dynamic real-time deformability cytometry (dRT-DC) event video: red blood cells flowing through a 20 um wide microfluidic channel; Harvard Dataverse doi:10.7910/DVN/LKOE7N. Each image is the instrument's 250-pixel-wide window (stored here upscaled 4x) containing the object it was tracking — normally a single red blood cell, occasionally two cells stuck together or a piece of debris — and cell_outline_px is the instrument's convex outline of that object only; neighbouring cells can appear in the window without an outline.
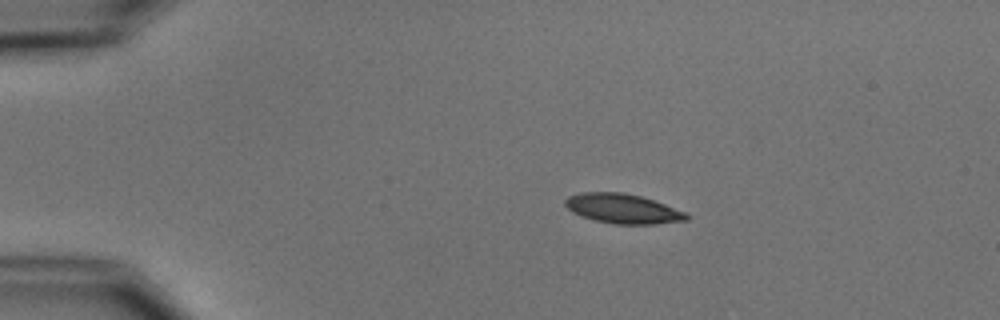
{"species": "common noctule bat (a hibernating species)", "species_latin": "Nyctalus noctula", "temperature_condition": "cold", "stored_images_in_passage": 5, "camera_frame_rate_fps": 3000, "um_per_image_px": 0.085, "animal": {"sex": "male", "body_mass_g": 15.6}, "frame": {"image": 1, "passage_image": 2, "time_ms": 1.333, "image_size_px": [1000, 320], "cell_outline_px": [[688, 220], [656, 224], [612, 224], [596, 220], [572, 212], [564, 204], [564, 200], [568, 196], [580, 192], [624, 192], [640, 196], [664, 204], [684, 212], [688, 216]], "centroid_in_image_um": [52.9, 17.73], "position_along_channel_um": 32.1, "area_um2": 20.75}}
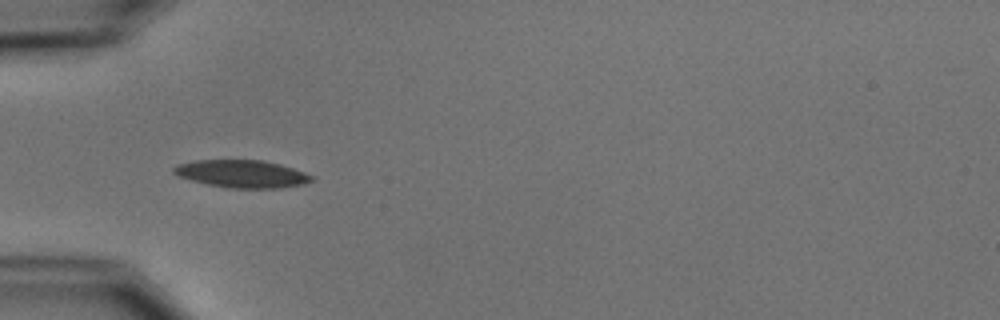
{"frame": {"image": 2, "passage_image": 4, "time_ms": 3.667, "image_size_px": [1000, 320], "cell_outline_px": [[312, 180], [300, 184], [280, 188], [228, 188], [208, 184], [192, 180], [180, 176], [172, 172], [172, 168], [176, 164], [196, 160], [260, 160], [280, 164], [304, 172], [312, 176]], "centroid_in_image_um": [20.52, 14.77], "position_along_channel_um": 64.5, "area_um2": 21.91}}